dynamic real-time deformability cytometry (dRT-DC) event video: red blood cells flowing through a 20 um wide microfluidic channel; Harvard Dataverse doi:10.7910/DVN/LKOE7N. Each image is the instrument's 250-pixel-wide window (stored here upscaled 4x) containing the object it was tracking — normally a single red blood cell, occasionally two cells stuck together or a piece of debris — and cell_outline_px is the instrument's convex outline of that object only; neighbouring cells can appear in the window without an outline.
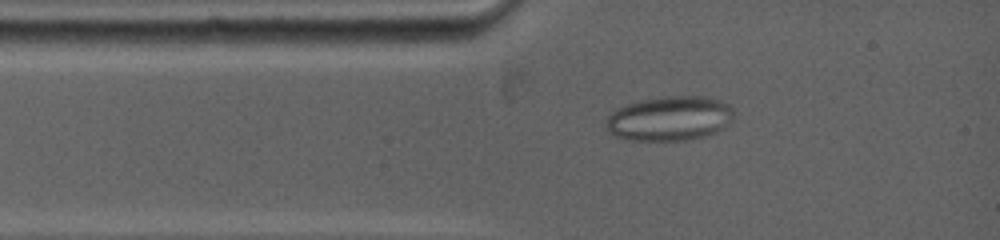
{"species": "common noctule bat (a hibernating species)", "species_latin": "Nyctalus noctula", "temperature_condition": "warm", "stored_images_in_passage": 6, "camera_frame_rate_fps": 5000, "um_per_image_px": 0.085, "animal": {"sex": "female", "body_mass_g": 19.0, "forearm_length_mm": 53.3}, "frame": {"image": 1, "passage_image": 6, "time_ms": 3.6, "image_size_px": [1000, 240], "cell_outline_px": [[732, 120], [724, 128], [700, 136], [684, 140], [628, 140], [616, 136], [604, 124], [604, 120], [612, 112], [628, 104], [640, 100], [660, 96], [704, 96], [720, 100], [732, 104]], "centroid_in_image_um": [56.92, 10.05], "position_along_channel_um": 28.1, "area_um2": 33.0}}